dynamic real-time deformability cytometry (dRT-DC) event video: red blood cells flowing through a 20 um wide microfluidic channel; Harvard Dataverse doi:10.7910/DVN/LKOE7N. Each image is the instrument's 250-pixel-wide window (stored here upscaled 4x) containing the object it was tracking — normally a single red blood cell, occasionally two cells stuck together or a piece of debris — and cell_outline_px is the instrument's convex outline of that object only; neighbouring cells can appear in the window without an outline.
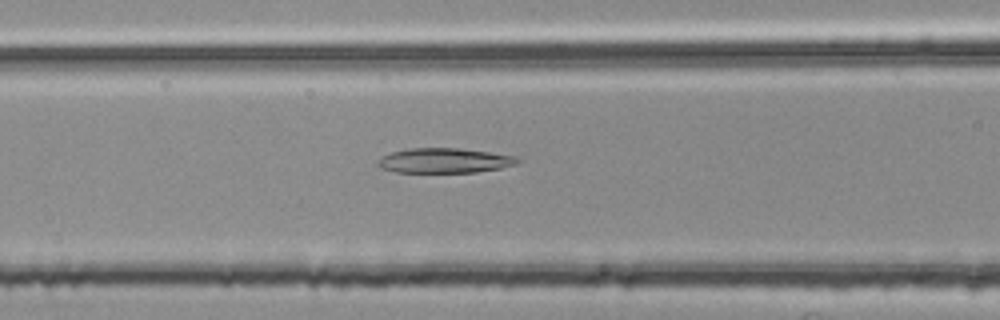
{"species": "common noctule bat (a hibernating species)", "species_latin": "Nyctalus noctula", "temperature_condition": "room temperature", "stored_images_in_passage": 38, "camera_frame_rate_fps": 3000, "um_per_image_px": 0.085, "animal": {"sex": "female", "body_mass_g": 25.1}, "frame": {"image": 1, "passage_image": 6, "time_ms": 1.667, "image_size_px": [1000, 320], "cell_outline_px": [[520, 160], [516, 164], [500, 168], [476, 172], [396, 172], [380, 168], [376, 164], [384, 156], [392, 152], [412, 148], [460, 148], [516, 156]], "centroid_in_image_um": [37.79, 13.65], "position_along_channel_um": 128.8, "area_um2": 20.0}}
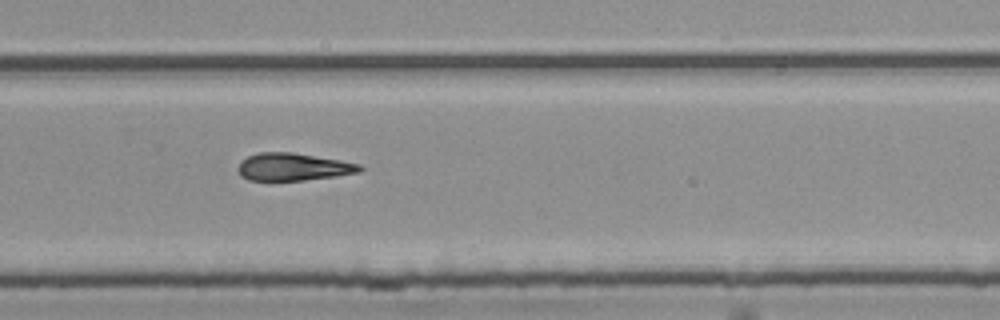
{"frame": {"image": 2, "passage_image": 20, "time_ms": 6.333, "image_size_px": [1000, 320], "cell_outline_px": [[364, 168], [360, 172], [336, 176], [304, 180], [248, 180], [240, 176], [236, 168], [240, 160], [256, 152], [292, 152], [340, 160], [360, 164]], "centroid_in_image_um": [24.88, 14.18], "position_along_channel_um": 304.9, "area_um2": 19.71}}
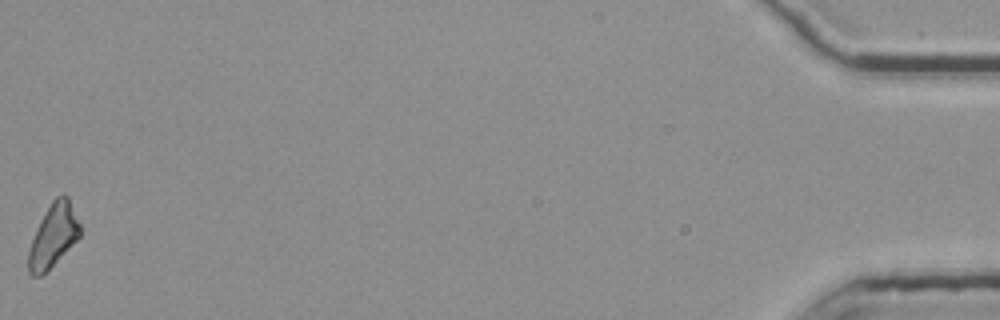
{"frame": {"image": 3, "passage_image": 38, "time_ms": 12.333, "image_size_px": [1000, 320], "cell_outline_px": [[84, 228], [80, 236], [40, 276], [32, 276], [28, 272], [28, 252], [32, 240], [40, 220], [52, 200], [56, 196], [64, 192], [68, 196]], "centroid_in_image_um": [4.57, 19.95], "position_along_channel_um": 430.6, "area_um2": 18.9}}